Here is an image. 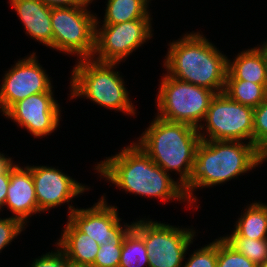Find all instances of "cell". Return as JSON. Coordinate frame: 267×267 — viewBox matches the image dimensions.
<instances>
[{
	"mask_svg": "<svg viewBox=\"0 0 267 267\" xmlns=\"http://www.w3.org/2000/svg\"><path fill=\"white\" fill-rule=\"evenodd\" d=\"M0 217V253L5 247H9L18 235L25 231L26 226L18 219L11 216Z\"/></svg>",
	"mask_w": 267,
	"mask_h": 267,
	"instance_id": "4316f807",
	"label": "cell"
},
{
	"mask_svg": "<svg viewBox=\"0 0 267 267\" xmlns=\"http://www.w3.org/2000/svg\"><path fill=\"white\" fill-rule=\"evenodd\" d=\"M56 244L67 258L78 264L91 266L99 250V244L87 234L79 231L68 219Z\"/></svg>",
	"mask_w": 267,
	"mask_h": 267,
	"instance_id": "ac0fdd59",
	"label": "cell"
},
{
	"mask_svg": "<svg viewBox=\"0 0 267 267\" xmlns=\"http://www.w3.org/2000/svg\"><path fill=\"white\" fill-rule=\"evenodd\" d=\"M264 162L265 155L254 144L243 141L201 140L196 149L191 174L182 186L190 206L196 211L200 207L196 205L198 198L194 195L197 189H206L237 179Z\"/></svg>",
	"mask_w": 267,
	"mask_h": 267,
	"instance_id": "7a4b0ae2",
	"label": "cell"
},
{
	"mask_svg": "<svg viewBox=\"0 0 267 267\" xmlns=\"http://www.w3.org/2000/svg\"><path fill=\"white\" fill-rule=\"evenodd\" d=\"M150 4V5H149ZM101 24H118L136 19H153L148 0H107Z\"/></svg>",
	"mask_w": 267,
	"mask_h": 267,
	"instance_id": "ffe728a7",
	"label": "cell"
},
{
	"mask_svg": "<svg viewBox=\"0 0 267 267\" xmlns=\"http://www.w3.org/2000/svg\"><path fill=\"white\" fill-rule=\"evenodd\" d=\"M217 267H258L237 252L222 236L217 238Z\"/></svg>",
	"mask_w": 267,
	"mask_h": 267,
	"instance_id": "cb8c5ba5",
	"label": "cell"
},
{
	"mask_svg": "<svg viewBox=\"0 0 267 267\" xmlns=\"http://www.w3.org/2000/svg\"><path fill=\"white\" fill-rule=\"evenodd\" d=\"M75 63L70 76L68 100L84 97L105 109L133 117L137 114V108L128 96L130 92L124 76L116 69L121 63L99 62L92 58Z\"/></svg>",
	"mask_w": 267,
	"mask_h": 267,
	"instance_id": "5b68a950",
	"label": "cell"
},
{
	"mask_svg": "<svg viewBox=\"0 0 267 267\" xmlns=\"http://www.w3.org/2000/svg\"><path fill=\"white\" fill-rule=\"evenodd\" d=\"M253 144L267 154V98L254 109Z\"/></svg>",
	"mask_w": 267,
	"mask_h": 267,
	"instance_id": "d4e9b609",
	"label": "cell"
},
{
	"mask_svg": "<svg viewBox=\"0 0 267 267\" xmlns=\"http://www.w3.org/2000/svg\"><path fill=\"white\" fill-rule=\"evenodd\" d=\"M226 80H244L267 88V66L262 51L251 47L239 51L233 60L228 58Z\"/></svg>",
	"mask_w": 267,
	"mask_h": 267,
	"instance_id": "e0dca14e",
	"label": "cell"
},
{
	"mask_svg": "<svg viewBox=\"0 0 267 267\" xmlns=\"http://www.w3.org/2000/svg\"><path fill=\"white\" fill-rule=\"evenodd\" d=\"M163 59L166 74L216 94L225 89L228 55L209 41L200 31L183 33L178 40L168 43Z\"/></svg>",
	"mask_w": 267,
	"mask_h": 267,
	"instance_id": "3957f363",
	"label": "cell"
},
{
	"mask_svg": "<svg viewBox=\"0 0 267 267\" xmlns=\"http://www.w3.org/2000/svg\"><path fill=\"white\" fill-rule=\"evenodd\" d=\"M123 244H104L99 246L94 263L90 267H119Z\"/></svg>",
	"mask_w": 267,
	"mask_h": 267,
	"instance_id": "83f0119b",
	"label": "cell"
},
{
	"mask_svg": "<svg viewBox=\"0 0 267 267\" xmlns=\"http://www.w3.org/2000/svg\"><path fill=\"white\" fill-rule=\"evenodd\" d=\"M93 167L100 179L105 178L126 194L156 198L163 204L173 200L186 202L191 208L182 185L154 163L134 141Z\"/></svg>",
	"mask_w": 267,
	"mask_h": 267,
	"instance_id": "6da1fadb",
	"label": "cell"
},
{
	"mask_svg": "<svg viewBox=\"0 0 267 267\" xmlns=\"http://www.w3.org/2000/svg\"><path fill=\"white\" fill-rule=\"evenodd\" d=\"M31 39L53 49L52 7L41 0H9Z\"/></svg>",
	"mask_w": 267,
	"mask_h": 267,
	"instance_id": "2e32d148",
	"label": "cell"
},
{
	"mask_svg": "<svg viewBox=\"0 0 267 267\" xmlns=\"http://www.w3.org/2000/svg\"><path fill=\"white\" fill-rule=\"evenodd\" d=\"M135 143L166 173L179 175L183 186L192 170L196 149L201 141L197 128L154 116Z\"/></svg>",
	"mask_w": 267,
	"mask_h": 267,
	"instance_id": "277c9868",
	"label": "cell"
},
{
	"mask_svg": "<svg viewBox=\"0 0 267 267\" xmlns=\"http://www.w3.org/2000/svg\"><path fill=\"white\" fill-rule=\"evenodd\" d=\"M258 267H267V260L258 265Z\"/></svg>",
	"mask_w": 267,
	"mask_h": 267,
	"instance_id": "e575fe53",
	"label": "cell"
},
{
	"mask_svg": "<svg viewBox=\"0 0 267 267\" xmlns=\"http://www.w3.org/2000/svg\"><path fill=\"white\" fill-rule=\"evenodd\" d=\"M157 95L156 116L198 128L216 93L163 73Z\"/></svg>",
	"mask_w": 267,
	"mask_h": 267,
	"instance_id": "8992f818",
	"label": "cell"
},
{
	"mask_svg": "<svg viewBox=\"0 0 267 267\" xmlns=\"http://www.w3.org/2000/svg\"><path fill=\"white\" fill-rule=\"evenodd\" d=\"M237 252L245 255L256 265L267 260V239L255 240L245 237H223Z\"/></svg>",
	"mask_w": 267,
	"mask_h": 267,
	"instance_id": "603a6c76",
	"label": "cell"
},
{
	"mask_svg": "<svg viewBox=\"0 0 267 267\" xmlns=\"http://www.w3.org/2000/svg\"><path fill=\"white\" fill-rule=\"evenodd\" d=\"M254 108L216 94L197 128L201 140L243 141L253 144Z\"/></svg>",
	"mask_w": 267,
	"mask_h": 267,
	"instance_id": "9c48e42d",
	"label": "cell"
},
{
	"mask_svg": "<svg viewBox=\"0 0 267 267\" xmlns=\"http://www.w3.org/2000/svg\"><path fill=\"white\" fill-rule=\"evenodd\" d=\"M100 18L96 15L95 49L92 56V59L99 62L124 63L126 58L152 39L154 34L153 19L101 25Z\"/></svg>",
	"mask_w": 267,
	"mask_h": 267,
	"instance_id": "30bf717a",
	"label": "cell"
},
{
	"mask_svg": "<svg viewBox=\"0 0 267 267\" xmlns=\"http://www.w3.org/2000/svg\"><path fill=\"white\" fill-rule=\"evenodd\" d=\"M96 15L89 5L52 7L53 50L76 60L92 58Z\"/></svg>",
	"mask_w": 267,
	"mask_h": 267,
	"instance_id": "ba28073f",
	"label": "cell"
},
{
	"mask_svg": "<svg viewBox=\"0 0 267 267\" xmlns=\"http://www.w3.org/2000/svg\"><path fill=\"white\" fill-rule=\"evenodd\" d=\"M144 266L149 267L146 245L143 238L132 228L123 241L119 267Z\"/></svg>",
	"mask_w": 267,
	"mask_h": 267,
	"instance_id": "7402d4cb",
	"label": "cell"
},
{
	"mask_svg": "<svg viewBox=\"0 0 267 267\" xmlns=\"http://www.w3.org/2000/svg\"><path fill=\"white\" fill-rule=\"evenodd\" d=\"M55 250L42 254L41 257L33 259L32 263H29L30 267H67V263L70 261L63 250L55 243Z\"/></svg>",
	"mask_w": 267,
	"mask_h": 267,
	"instance_id": "f1b7e54d",
	"label": "cell"
},
{
	"mask_svg": "<svg viewBox=\"0 0 267 267\" xmlns=\"http://www.w3.org/2000/svg\"><path fill=\"white\" fill-rule=\"evenodd\" d=\"M54 89L28 96L13 104L2 116L19 128H24L34 138H44L60 125L61 106L54 97Z\"/></svg>",
	"mask_w": 267,
	"mask_h": 267,
	"instance_id": "4fadbf2b",
	"label": "cell"
},
{
	"mask_svg": "<svg viewBox=\"0 0 267 267\" xmlns=\"http://www.w3.org/2000/svg\"><path fill=\"white\" fill-rule=\"evenodd\" d=\"M38 61L36 52L15 61L5 71L0 84V113L2 115L16 102L33 94L49 92L54 88L52 78Z\"/></svg>",
	"mask_w": 267,
	"mask_h": 267,
	"instance_id": "7c38bea8",
	"label": "cell"
},
{
	"mask_svg": "<svg viewBox=\"0 0 267 267\" xmlns=\"http://www.w3.org/2000/svg\"><path fill=\"white\" fill-rule=\"evenodd\" d=\"M51 7L91 5L86 0H41Z\"/></svg>",
	"mask_w": 267,
	"mask_h": 267,
	"instance_id": "4dcf8cb0",
	"label": "cell"
},
{
	"mask_svg": "<svg viewBox=\"0 0 267 267\" xmlns=\"http://www.w3.org/2000/svg\"><path fill=\"white\" fill-rule=\"evenodd\" d=\"M105 195H102L91 207L76 206L66 219L99 245L123 244L126 235L134 226V221L131 224L121 223L122 218L119 216L118 207L108 205Z\"/></svg>",
	"mask_w": 267,
	"mask_h": 267,
	"instance_id": "8fae6325",
	"label": "cell"
},
{
	"mask_svg": "<svg viewBox=\"0 0 267 267\" xmlns=\"http://www.w3.org/2000/svg\"><path fill=\"white\" fill-rule=\"evenodd\" d=\"M4 208L11 211V217L28 226L31 216L41 214L38 209L34 182L30 168L15 162L10 165V183Z\"/></svg>",
	"mask_w": 267,
	"mask_h": 267,
	"instance_id": "9a60e30c",
	"label": "cell"
},
{
	"mask_svg": "<svg viewBox=\"0 0 267 267\" xmlns=\"http://www.w3.org/2000/svg\"><path fill=\"white\" fill-rule=\"evenodd\" d=\"M13 162L14 160L11 157L0 152V173L4 172Z\"/></svg>",
	"mask_w": 267,
	"mask_h": 267,
	"instance_id": "1f68e13d",
	"label": "cell"
},
{
	"mask_svg": "<svg viewBox=\"0 0 267 267\" xmlns=\"http://www.w3.org/2000/svg\"><path fill=\"white\" fill-rule=\"evenodd\" d=\"M89 4H91L95 0H86Z\"/></svg>",
	"mask_w": 267,
	"mask_h": 267,
	"instance_id": "d590c367",
	"label": "cell"
},
{
	"mask_svg": "<svg viewBox=\"0 0 267 267\" xmlns=\"http://www.w3.org/2000/svg\"><path fill=\"white\" fill-rule=\"evenodd\" d=\"M224 93L233 101L256 108L267 98V88L244 80H226Z\"/></svg>",
	"mask_w": 267,
	"mask_h": 267,
	"instance_id": "44dd1931",
	"label": "cell"
},
{
	"mask_svg": "<svg viewBox=\"0 0 267 267\" xmlns=\"http://www.w3.org/2000/svg\"><path fill=\"white\" fill-rule=\"evenodd\" d=\"M67 267H90V266L84 265V264H78V263H74L72 261H69L67 263Z\"/></svg>",
	"mask_w": 267,
	"mask_h": 267,
	"instance_id": "836d02e7",
	"label": "cell"
},
{
	"mask_svg": "<svg viewBox=\"0 0 267 267\" xmlns=\"http://www.w3.org/2000/svg\"><path fill=\"white\" fill-rule=\"evenodd\" d=\"M257 47L262 51L264 57H265V61H266V66H267V40L261 42V45L257 44Z\"/></svg>",
	"mask_w": 267,
	"mask_h": 267,
	"instance_id": "d6a6232c",
	"label": "cell"
},
{
	"mask_svg": "<svg viewBox=\"0 0 267 267\" xmlns=\"http://www.w3.org/2000/svg\"><path fill=\"white\" fill-rule=\"evenodd\" d=\"M182 267H217V238L209 244L192 251L188 258L185 255Z\"/></svg>",
	"mask_w": 267,
	"mask_h": 267,
	"instance_id": "484cf974",
	"label": "cell"
},
{
	"mask_svg": "<svg viewBox=\"0 0 267 267\" xmlns=\"http://www.w3.org/2000/svg\"><path fill=\"white\" fill-rule=\"evenodd\" d=\"M137 219L133 229L145 242L149 267H182L190 245L196 240V229L161 223L149 217Z\"/></svg>",
	"mask_w": 267,
	"mask_h": 267,
	"instance_id": "52a82bcc",
	"label": "cell"
},
{
	"mask_svg": "<svg viewBox=\"0 0 267 267\" xmlns=\"http://www.w3.org/2000/svg\"><path fill=\"white\" fill-rule=\"evenodd\" d=\"M235 221L233 232L222 237H245L255 240L267 239V203L262 201L247 204Z\"/></svg>",
	"mask_w": 267,
	"mask_h": 267,
	"instance_id": "d6986e66",
	"label": "cell"
},
{
	"mask_svg": "<svg viewBox=\"0 0 267 267\" xmlns=\"http://www.w3.org/2000/svg\"><path fill=\"white\" fill-rule=\"evenodd\" d=\"M31 170L35 194L37 198L38 209L41 213H45L53 208L60 207L65 203L68 204V214L75 210L72 204L73 199L80 197L91 188L88 185L78 182L68 173H64L63 169L47 165H29ZM71 201V202H70ZM71 203V205H70Z\"/></svg>",
	"mask_w": 267,
	"mask_h": 267,
	"instance_id": "5bb4252c",
	"label": "cell"
},
{
	"mask_svg": "<svg viewBox=\"0 0 267 267\" xmlns=\"http://www.w3.org/2000/svg\"><path fill=\"white\" fill-rule=\"evenodd\" d=\"M10 183V166L0 173V211L3 212L4 204L7 196V189Z\"/></svg>",
	"mask_w": 267,
	"mask_h": 267,
	"instance_id": "f546056e",
	"label": "cell"
}]
</instances>
